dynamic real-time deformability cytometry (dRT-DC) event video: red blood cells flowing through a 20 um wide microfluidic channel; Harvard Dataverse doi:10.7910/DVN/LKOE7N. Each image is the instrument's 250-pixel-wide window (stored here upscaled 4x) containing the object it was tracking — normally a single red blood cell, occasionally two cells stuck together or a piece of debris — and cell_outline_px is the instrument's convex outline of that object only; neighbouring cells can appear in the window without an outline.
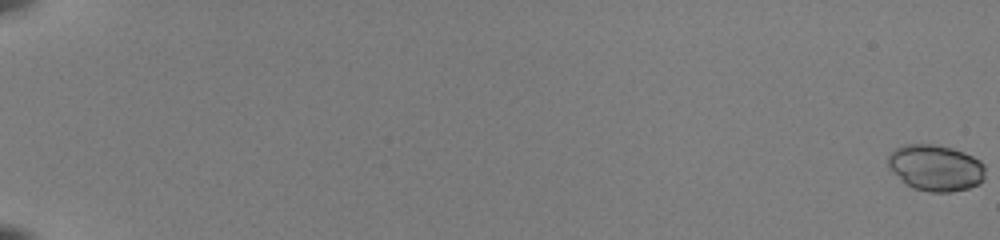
{"species": "common noctule bat (a hibernating species)", "species_latin": "Nyctalus noctula", "temperature_condition": "room temperature", "stored_images_in_passage": 55, "camera_frame_rate_fps": 3000, "um_per_image_px": 0.085, "animal": {"sex": "female", "body_mass_g": 22.0, "forearm_length_mm": 56.7}, "frame": {"image": 1, "passage_image": 1, "time_ms": 0.0, "image_size_px": [1000, 240], "cell_outline_px": [[984, 180], [980, 184], [968, 188], [952, 192], [928, 192], [912, 188], [892, 172], [888, 168], [888, 156], [896, 148], [904, 144], [936, 144], [952, 148], [964, 152], [980, 160], [984, 164]], "centroid_in_image_um": [79.54, 14.27], "position_along_channel_um": 5.5, "area_um2": 26.41}}
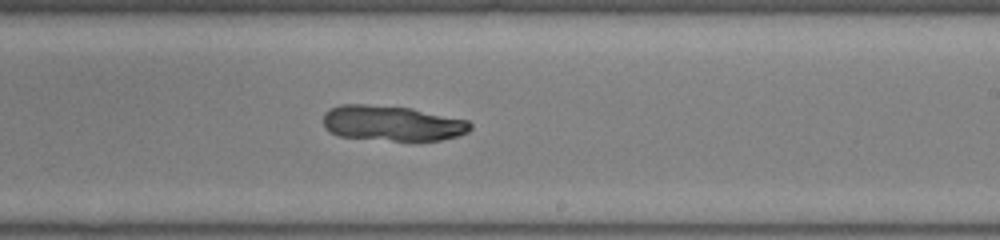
{"frame": {"image": 2, "passage_image": 37, "time_ms": 12.0, "image_size_px": [1000, 240], "cell_outline_px": [[472, 128], [468, 132], [456, 136], [440, 140], [392, 140], [340, 136], [324, 128], [324, 112], [328, 108], [340, 104], [368, 104], [412, 108], [468, 120], [472, 124]], "centroid_in_image_um": [33.33, 10.46], "position_along_channel_um": 255.7, "area_um2": 30.23}}
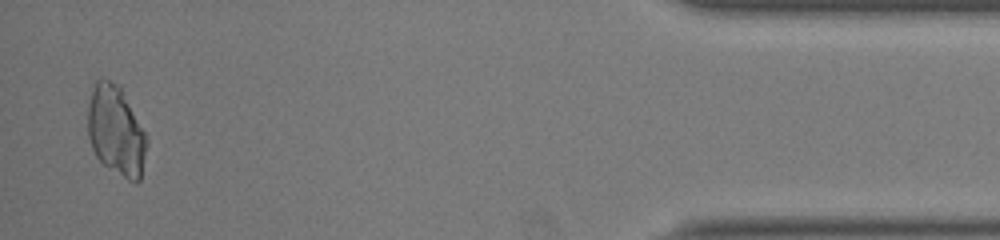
{"frame": {"image": 3, "passage_image": 54, "time_ms": 17.667, "image_size_px": [1000, 240], "cell_outline_px": [[148, 140], [140, 180], [136, 184], [128, 180], [104, 164], [96, 156], [92, 148], [88, 136], [88, 104], [92, 88], [96, 80], [100, 76], [104, 76], [120, 84]], "centroid_in_image_um": [9.85, 11.06], "position_along_channel_um": 425.4, "area_um2": 31.04}}